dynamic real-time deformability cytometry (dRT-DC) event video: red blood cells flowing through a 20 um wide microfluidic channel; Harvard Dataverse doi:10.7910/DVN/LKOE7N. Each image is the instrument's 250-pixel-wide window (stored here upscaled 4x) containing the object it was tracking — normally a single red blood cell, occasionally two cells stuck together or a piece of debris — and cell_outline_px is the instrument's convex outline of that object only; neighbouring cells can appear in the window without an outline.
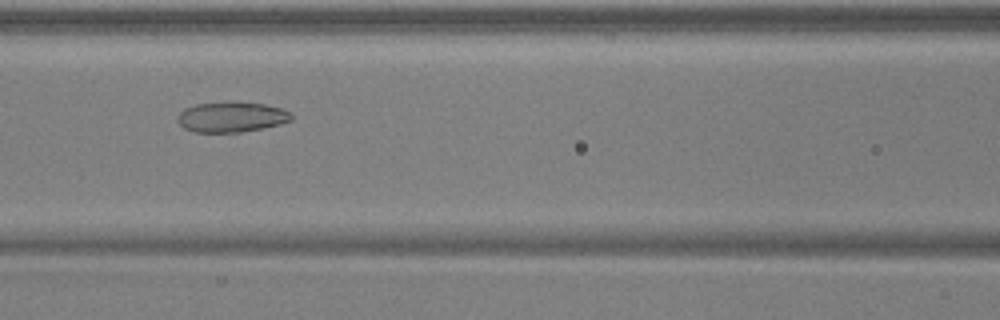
{"species": "common noctule bat (a hibernating species)", "species_latin": "Nyctalus noctula", "temperature_condition": "warm", "stored_images_in_passage": 44, "camera_frame_rate_fps": 3000, "um_per_image_px": 0.085, "animal": {"sex": "male", "body_mass_g": 17.9, "forearm_length_mm": 54.2}, "frame": {"image": 1, "passage_image": 15, "time_ms": 4.667, "image_size_px": [1000, 320], "cell_outline_px": [[292, 120], [280, 124], [264, 128], [240, 132], [196, 132], [184, 128], [176, 120], [176, 116], [184, 108], [196, 104], [264, 104], [280, 108], [292, 112]], "centroid_in_image_um": [19.67, 9.98], "position_along_channel_um": 146.9, "area_um2": 19.54}}
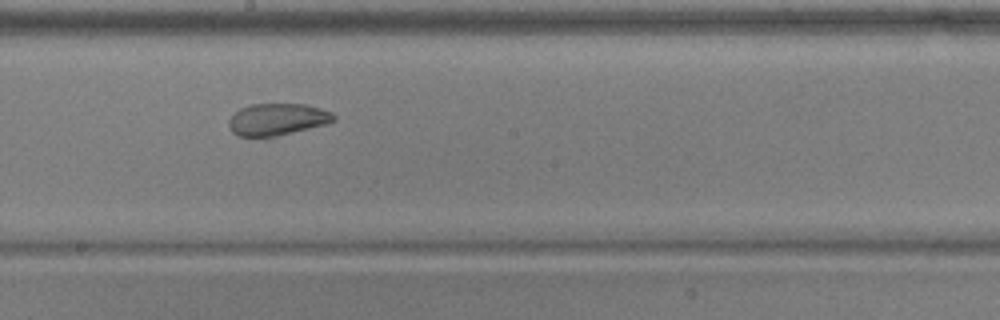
{"frame": {"image": 2, "passage_image": 21, "time_ms": 6.667, "image_size_px": [1000, 320], "cell_outline_px": [[336, 120], [328, 124], [272, 140], [264, 140], [236, 136], [228, 128], [228, 120], [240, 108], [252, 104], [308, 104], [332, 112], [336, 116]], "centroid_in_image_um": [23.57, 10.23], "position_along_channel_um": 224.6, "area_um2": 20.92}}
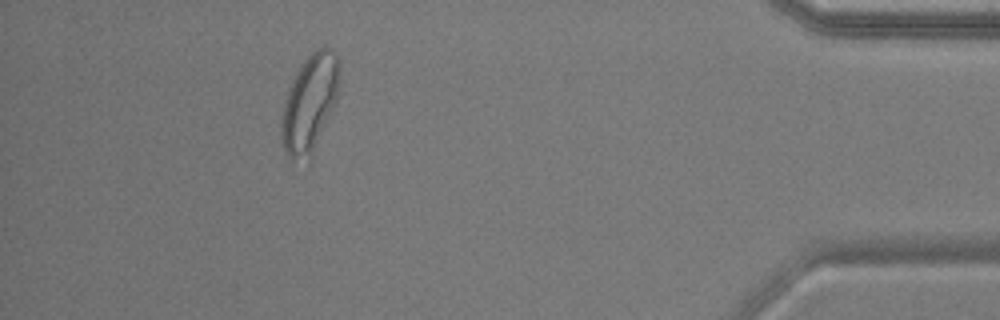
{"frame": {"image": 3, "passage_image": 39, "time_ms": 12.667, "image_size_px": [1000, 320], "cell_outline_px": [[340, 80], [336, 104], [308, 164], [292, 160], [288, 156], [284, 148], [280, 132], [280, 124], [284, 104], [288, 88], [300, 64], [316, 48], [324, 44], [332, 48], [336, 56]], "centroid_in_image_um": [26.33, 8.81], "position_along_channel_um": 408.9, "area_um2": 33.58}, "authors_computed_cell_mechanics": {"area_um2": 23.9292, "velocity_mm_per_s": 3.9, "shape_relaxation_time_tau1_ms": null, "shape_relaxation_time_tau2_ms": 1.6752, "deformation_change_tau1": null, "deformation_change_tau2": 0.0665}}